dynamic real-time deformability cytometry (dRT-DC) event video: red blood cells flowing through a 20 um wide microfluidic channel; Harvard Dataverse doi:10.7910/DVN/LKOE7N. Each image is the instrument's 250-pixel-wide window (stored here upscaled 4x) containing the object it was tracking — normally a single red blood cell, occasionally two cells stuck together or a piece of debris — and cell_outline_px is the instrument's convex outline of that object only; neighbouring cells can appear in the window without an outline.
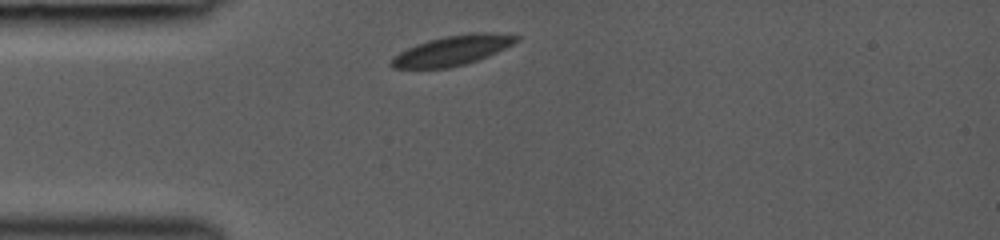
{"species": "common noctule bat (a hibernating species)", "species_latin": "Nyctalus noctula", "temperature_condition": "room temperature", "stored_images_in_passage": 19, "camera_frame_rate_fps": 3000, "um_per_image_px": 0.085, "animal": {"sex": "female", "body_mass_g": 19.0, "forearm_length_mm": 53.3}, "frame": {"image": 1, "passage_image": 1, "time_ms": 0.0, "image_size_px": [1000, 240], "cell_outline_px": [[520, 40], [488, 56], [464, 64], [448, 68], [392, 68], [388, 64], [392, 56], [416, 44], [428, 40], [444, 36], [476, 32], [492, 32], [520, 36]], "centroid_in_image_um": [38.43, 4.28], "position_along_channel_um": 46.6, "area_um2": 21.68}}
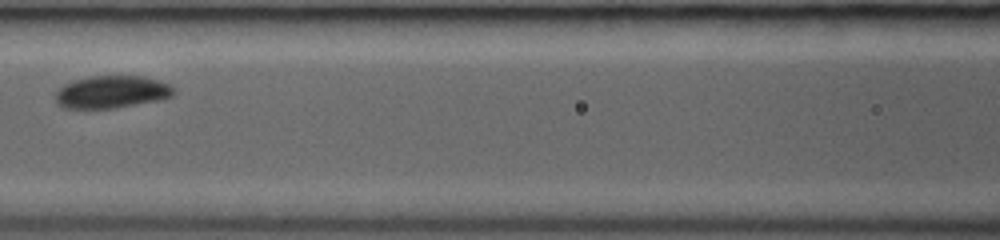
{"frame": {"image": 2, "passage_image": 9, "time_ms": 3.0, "image_size_px": [1000, 240], "cell_outline_px": [[176, 92], [172, 96], [164, 100], [116, 108], [64, 108], [56, 104], [56, 92], [64, 84], [72, 80], [88, 76], [144, 76], [168, 84], [176, 88]], "centroid_in_image_um": [9.52, 7.82], "position_along_channel_um": 157.1, "area_um2": 22.72}}
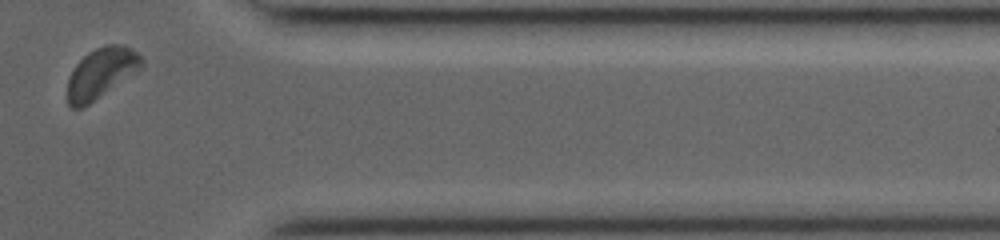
{"frame": {"image": 3, "passage_image": 19, "time_ms": 9.0, "image_size_px": [1000, 240], "cell_outline_px": [[144, 64], [140, 68], [84, 108], [72, 108], [68, 104], [68, 80], [76, 64], [88, 52], [104, 44], [120, 44], [136, 52], [144, 60]], "centroid_in_image_um": [8.57, 6.21], "position_along_channel_um": 402.8, "area_um2": 21.33}}